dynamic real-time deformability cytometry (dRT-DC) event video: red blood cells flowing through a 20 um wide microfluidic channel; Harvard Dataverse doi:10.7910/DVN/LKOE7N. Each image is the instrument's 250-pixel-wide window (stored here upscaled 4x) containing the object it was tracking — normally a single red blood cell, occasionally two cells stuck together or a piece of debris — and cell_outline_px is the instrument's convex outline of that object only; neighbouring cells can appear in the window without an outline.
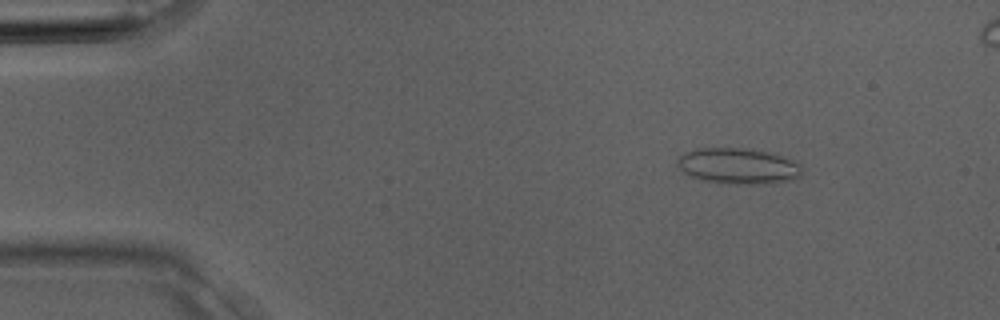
{"species": "Egyptian fruit bat (a non-hibernating species)", "species_latin": "Rousettus aegyptiacus", "temperature_condition": "room temperature", "stored_images_in_passage": 4, "segment_of_instrument_passage": [2, 2], "camera_frame_rate_fps": 3000, "um_per_image_px": 0.085, "animal": {"sex": "male"}, "frame": {"image": 1, "passage_image": 4, "time_ms": 1.0, "image_size_px": [1000, 320], "cell_outline_px": [[800, 176], [788, 180], [756, 184], [720, 184], [704, 180], [692, 176], [684, 172], [676, 164], [680, 156], [684, 152], [700, 148], [744, 148], [768, 152], [780, 156], [800, 164]], "centroid_in_image_um": [62.68, 14.11], "position_along_channel_um": 22.3, "area_um2": 25.66}}